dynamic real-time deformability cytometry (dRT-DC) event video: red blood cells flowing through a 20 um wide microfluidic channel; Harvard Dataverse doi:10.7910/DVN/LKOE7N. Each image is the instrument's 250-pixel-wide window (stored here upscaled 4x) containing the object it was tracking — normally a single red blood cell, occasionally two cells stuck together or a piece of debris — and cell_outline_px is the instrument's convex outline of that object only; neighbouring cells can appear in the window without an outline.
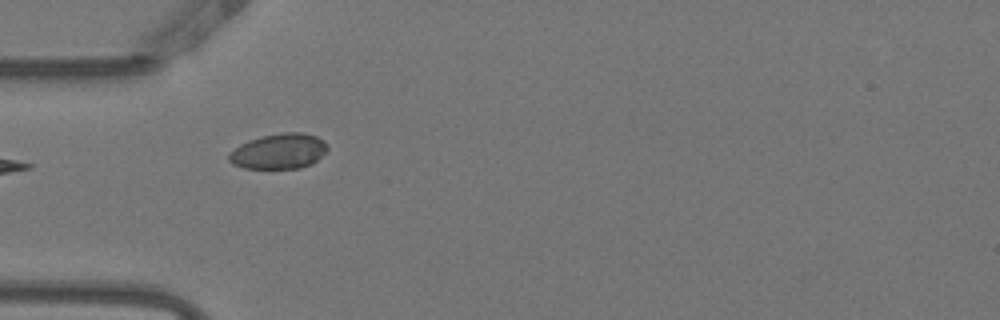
{"species": "Egyptian fruit bat (a non-hibernating species)", "species_latin": "Rousettus aegyptiacus", "temperature_condition": "warm", "stored_images_in_passage": 21, "camera_frame_rate_fps": 3000, "um_per_image_px": 0.085, "animal": {"sex": "female"}, "frame": {"image": 1, "passage_image": 1, "time_ms": 0.0, "image_size_px": [1000, 320], "cell_outline_px": [[328, 148], [312, 164], [300, 168], [244, 168], [232, 164], [228, 160], [228, 156], [240, 144], [248, 140], [260, 136], [284, 132], [304, 132], [316, 136], [324, 140], [328, 144]], "centroid_in_image_um": [23.72, 12.84], "position_along_channel_um": 61.3, "area_um2": 20.29}}